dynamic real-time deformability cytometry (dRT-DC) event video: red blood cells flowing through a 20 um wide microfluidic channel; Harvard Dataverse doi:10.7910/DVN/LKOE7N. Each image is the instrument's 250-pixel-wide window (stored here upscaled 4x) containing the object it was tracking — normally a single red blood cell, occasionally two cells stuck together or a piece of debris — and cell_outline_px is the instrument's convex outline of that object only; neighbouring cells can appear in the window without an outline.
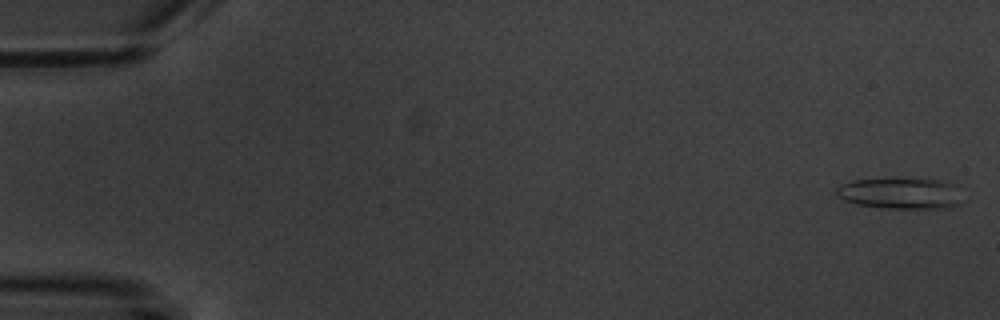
{"species": "common noctule bat (a hibernating species)", "species_latin": "Nyctalus noctula", "temperature_condition": "warm", "stored_images_in_passage": 4, "camera_frame_rate_fps": 3000, "um_per_image_px": 0.085, "animal": {"sex": "male", "body_mass_g": 20.1, "forearm_length_mm": 53.5}, "frame": {"image": 1, "passage_image": 1, "time_ms": 0.0, "image_size_px": [1000, 320], "cell_outline_px": [[960, 204], [952, 208], [888, 208], [856, 204], [844, 200], [836, 192], [836, 188], [840, 184], [852, 180], [940, 180], [952, 184]], "centroid_in_image_um": [76.47, 16.46], "position_along_channel_um": 8.5, "area_um2": 21.96}}